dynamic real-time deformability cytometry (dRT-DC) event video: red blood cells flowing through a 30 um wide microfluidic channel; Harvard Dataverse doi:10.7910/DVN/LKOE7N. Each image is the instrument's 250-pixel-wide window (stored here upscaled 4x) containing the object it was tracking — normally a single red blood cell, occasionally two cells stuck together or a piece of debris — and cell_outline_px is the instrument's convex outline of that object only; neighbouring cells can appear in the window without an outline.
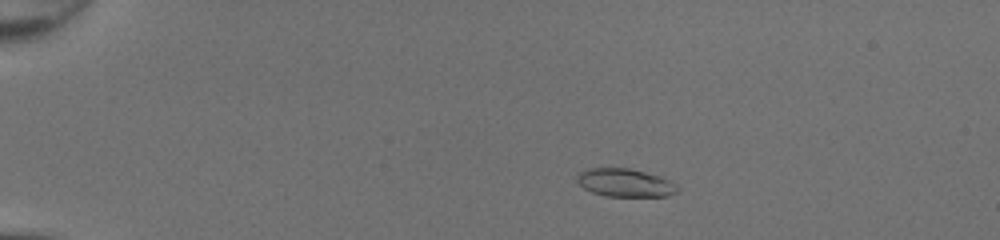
{"species": "common noctule bat (a hibernating species)", "species_latin": "Nyctalus noctula", "temperature_condition": "room temperature", "stored_images_in_passage": 43, "camera_frame_rate_fps": 3000, "um_per_image_px": 0.085, "animal": {"sex": "female", "body_mass_g": 20.0, "forearm_length_mm": 54.0}, "frame": {"image": 1, "passage_image": 4, "time_ms": 1.0, "image_size_px": [1000, 240], "cell_outline_px": [[680, 188], [676, 192], [668, 196], [604, 196], [592, 192], [584, 188], [576, 180], [576, 176], [580, 172], [588, 168], [628, 168], [660, 176], [676, 184]], "centroid_in_image_um": [53.12, 15.53], "position_along_channel_um": 31.9, "area_um2": 16.42}}
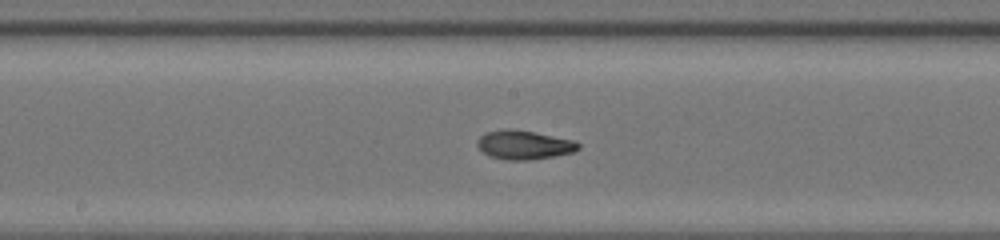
{"frame": {"image": 2, "passage_image": 22, "time_ms": 7.0, "image_size_px": [1000, 240], "cell_outline_px": [[580, 148], [572, 152], [532, 160], [504, 160], [492, 156], [484, 152], [476, 144], [476, 140], [480, 136], [488, 132], [504, 128], [508, 128], [536, 132], [576, 140], [580, 144]], "centroid_in_image_um": [44.56, 12.3], "position_along_channel_um": 203.6, "area_um2": 17.11}}
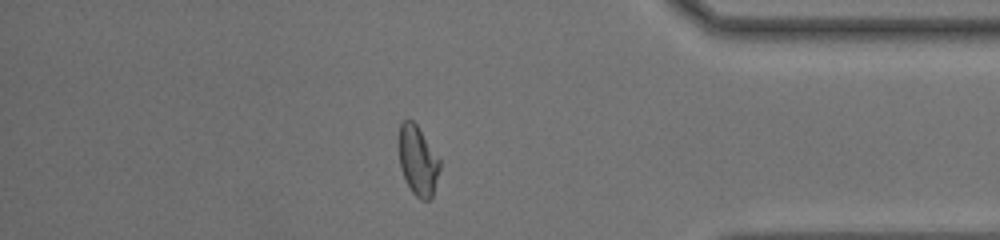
{"frame": {"image": 3, "passage_image": 37, "time_ms": 12.0, "image_size_px": [1000, 240], "cell_outline_px": [[440, 168], [432, 196], [428, 200], [420, 200], [412, 192], [400, 168], [400, 124], [404, 120], [412, 120], [416, 124], [440, 160]], "centroid_in_image_um": [35.53, 13.68], "position_along_channel_um": 399.7, "area_um2": 16.13}, "authors_computed_cell_mechanics": {"area_um2": 16.8198, "velocity_mm_per_s": 4.3359, "shape_relaxation_time_tau1_ms": 4.5235, "shape_relaxation_time_tau2_ms": 1.9929, "deformation_change_tau1": 0.1774, "deformation_change_tau2": 0.0822}}